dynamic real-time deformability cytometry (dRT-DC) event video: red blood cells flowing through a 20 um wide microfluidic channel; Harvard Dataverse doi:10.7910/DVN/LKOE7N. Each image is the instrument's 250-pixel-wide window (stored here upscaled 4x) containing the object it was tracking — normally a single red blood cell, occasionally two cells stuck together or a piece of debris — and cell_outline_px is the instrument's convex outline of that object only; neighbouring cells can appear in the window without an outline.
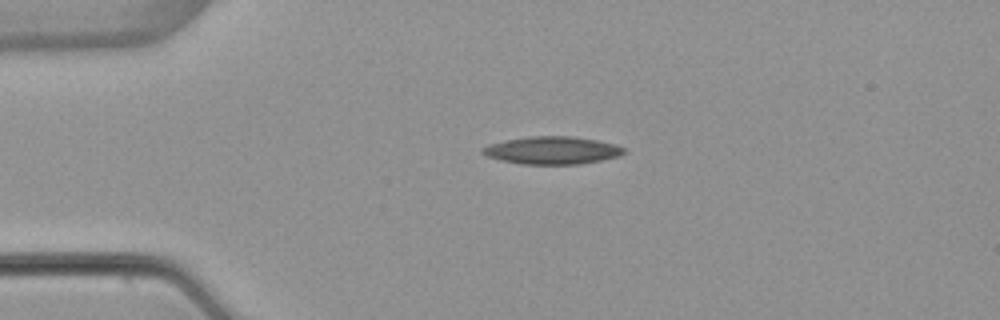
{"species": "common noctule bat (a hibernating species)", "species_latin": "Nyctalus noctula", "temperature_condition": "warm", "stored_images_in_passage": 4, "camera_frame_rate_fps": 3000, "um_per_image_px": 0.085, "animal": {"sex": "female", "body_mass_g": 22.7, "forearm_length_mm": 54.2}, "frame": {"image": 1, "passage_image": 2, "time_ms": 2.333, "image_size_px": [1000, 320], "cell_outline_px": [[624, 152], [620, 156], [580, 164], [520, 164], [500, 160], [488, 156], [480, 152], [480, 148], [488, 144], [504, 140], [528, 136], [572, 136], [596, 140], [616, 144], [624, 148]], "centroid_in_image_um": [46.89, 12.77], "position_along_channel_um": 38.1, "area_um2": 22.89}}
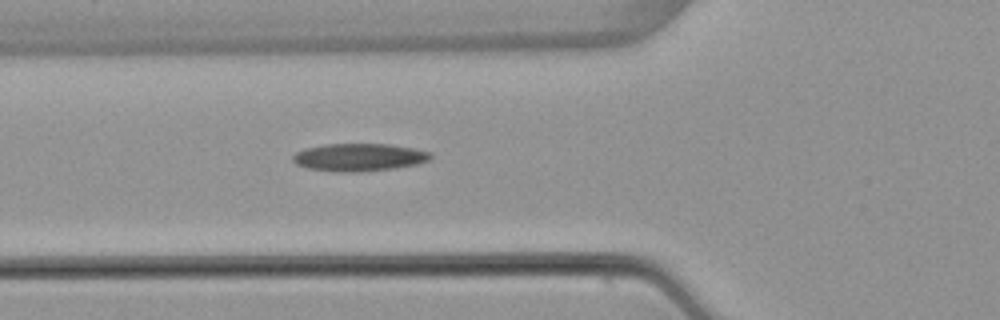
{"frame": {"image": 2, "passage_image": 4, "time_ms": 4.667, "image_size_px": [1000, 320], "cell_outline_px": [[432, 156], [428, 160], [416, 164], [396, 168], [360, 172], [340, 172], [308, 168], [296, 164], [292, 160], [292, 156], [296, 152], [304, 148], [324, 144], [388, 144], [412, 148], [432, 152]], "centroid_in_image_um": [30.5, 13.37], "position_along_channel_um": 95.3, "area_um2": 22.25}}